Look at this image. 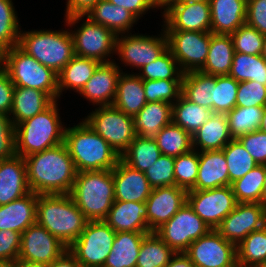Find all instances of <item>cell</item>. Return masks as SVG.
Returning a JSON list of instances; mask_svg holds the SVG:
<instances>
[{"label": "cell", "instance_id": "obj_7", "mask_svg": "<svg viewBox=\"0 0 266 267\" xmlns=\"http://www.w3.org/2000/svg\"><path fill=\"white\" fill-rule=\"evenodd\" d=\"M1 66L16 87L37 89L58 100V74L14 46L1 54Z\"/></svg>", "mask_w": 266, "mask_h": 267}, {"label": "cell", "instance_id": "obj_39", "mask_svg": "<svg viewBox=\"0 0 266 267\" xmlns=\"http://www.w3.org/2000/svg\"><path fill=\"white\" fill-rule=\"evenodd\" d=\"M161 154L178 157L193 150L192 135L171 122L154 137Z\"/></svg>", "mask_w": 266, "mask_h": 267}, {"label": "cell", "instance_id": "obj_44", "mask_svg": "<svg viewBox=\"0 0 266 267\" xmlns=\"http://www.w3.org/2000/svg\"><path fill=\"white\" fill-rule=\"evenodd\" d=\"M264 107H237L228 112L227 118L232 138L259 130Z\"/></svg>", "mask_w": 266, "mask_h": 267}, {"label": "cell", "instance_id": "obj_1", "mask_svg": "<svg viewBox=\"0 0 266 267\" xmlns=\"http://www.w3.org/2000/svg\"><path fill=\"white\" fill-rule=\"evenodd\" d=\"M30 190L38 195L70 194L77 170L65 143L24 157Z\"/></svg>", "mask_w": 266, "mask_h": 267}, {"label": "cell", "instance_id": "obj_56", "mask_svg": "<svg viewBox=\"0 0 266 267\" xmlns=\"http://www.w3.org/2000/svg\"><path fill=\"white\" fill-rule=\"evenodd\" d=\"M246 24L266 35V0H247Z\"/></svg>", "mask_w": 266, "mask_h": 267}, {"label": "cell", "instance_id": "obj_33", "mask_svg": "<svg viewBox=\"0 0 266 267\" xmlns=\"http://www.w3.org/2000/svg\"><path fill=\"white\" fill-rule=\"evenodd\" d=\"M234 53L233 40L230 35L214 34L211 32L207 59L199 71L214 76L228 75Z\"/></svg>", "mask_w": 266, "mask_h": 267}, {"label": "cell", "instance_id": "obj_29", "mask_svg": "<svg viewBox=\"0 0 266 267\" xmlns=\"http://www.w3.org/2000/svg\"><path fill=\"white\" fill-rule=\"evenodd\" d=\"M147 103L143 80L135 74L121 73L113 106L134 117Z\"/></svg>", "mask_w": 266, "mask_h": 267}, {"label": "cell", "instance_id": "obj_61", "mask_svg": "<svg viewBox=\"0 0 266 267\" xmlns=\"http://www.w3.org/2000/svg\"><path fill=\"white\" fill-rule=\"evenodd\" d=\"M166 267H196L184 252H177Z\"/></svg>", "mask_w": 266, "mask_h": 267}, {"label": "cell", "instance_id": "obj_64", "mask_svg": "<svg viewBox=\"0 0 266 267\" xmlns=\"http://www.w3.org/2000/svg\"><path fill=\"white\" fill-rule=\"evenodd\" d=\"M260 131L266 133V107H264V111L262 114V120H261V125L259 128Z\"/></svg>", "mask_w": 266, "mask_h": 267}, {"label": "cell", "instance_id": "obj_16", "mask_svg": "<svg viewBox=\"0 0 266 267\" xmlns=\"http://www.w3.org/2000/svg\"><path fill=\"white\" fill-rule=\"evenodd\" d=\"M266 225V208L261 203H237L215 228L226 240L238 245L253 231Z\"/></svg>", "mask_w": 266, "mask_h": 267}, {"label": "cell", "instance_id": "obj_24", "mask_svg": "<svg viewBox=\"0 0 266 267\" xmlns=\"http://www.w3.org/2000/svg\"><path fill=\"white\" fill-rule=\"evenodd\" d=\"M104 221L115 232L151 233L147 224L145 202L115 200Z\"/></svg>", "mask_w": 266, "mask_h": 267}, {"label": "cell", "instance_id": "obj_9", "mask_svg": "<svg viewBox=\"0 0 266 267\" xmlns=\"http://www.w3.org/2000/svg\"><path fill=\"white\" fill-rule=\"evenodd\" d=\"M116 232L104 221H87L81 235L68 247L81 267H103Z\"/></svg>", "mask_w": 266, "mask_h": 267}, {"label": "cell", "instance_id": "obj_59", "mask_svg": "<svg viewBox=\"0 0 266 267\" xmlns=\"http://www.w3.org/2000/svg\"><path fill=\"white\" fill-rule=\"evenodd\" d=\"M99 0H67L65 17L84 16Z\"/></svg>", "mask_w": 266, "mask_h": 267}, {"label": "cell", "instance_id": "obj_35", "mask_svg": "<svg viewBox=\"0 0 266 267\" xmlns=\"http://www.w3.org/2000/svg\"><path fill=\"white\" fill-rule=\"evenodd\" d=\"M216 76L201 71L183 73L182 95L190 102L209 108L213 112V90Z\"/></svg>", "mask_w": 266, "mask_h": 267}, {"label": "cell", "instance_id": "obj_53", "mask_svg": "<svg viewBox=\"0 0 266 267\" xmlns=\"http://www.w3.org/2000/svg\"><path fill=\"white\" fill-rule=\"evenodd\" d=\"M16 155L15 125L10 115L0 113V161Z\"/></svg>", "mask_w": 266, "mask_h": 267}, {"label": "cell", "instance_id": "obj_66", "mask_svg": "<svg viewBox=\"0 0 266 267\" xmlns=\"http://www.w3.org/2000/svg\"><path fill=\"white\" fill-rule=\"evenodd\" d=\"M261 55L266 61V35H265L264 40H263V48H262Z\"/></svg>", "mask_w": 266, "mask_h": 267}, {"label": "cell", "instance_id": "obj_47", "mask_svg": "<svg viewBox=\"0 0 266 267\" xmlns=\"http://www.w3.org/2000/svg\"><path fill=\"white\" fill-rule=\"evenodd\" d=\"M198 167L199 152L194 149L186 154L175 157V185L186 191L192 190L197 180Z\"/></svg>", "mask_w": 266, "mask_h": 267}, {"label": "cell", "instance_id": "obj_41", "mask_svg": "<svg viewBox=\"0 0 266 267\" xmlns=\"http://www.w3.org/2000/svg\"><path fill=\"white\" fill-rule=\"evenodd\" d=\"M236 252L238 267H259L266 258V225L245 237Z\"/></svg>", "mask_w": 266, "mask_h": 267}, {"label": "cell", "instance_id": "obj_43", "mask_svg": "<svg viewBox=\"0 0 266 267\" xmlns=\"http://www.w3.org/2000/svg\"><path fill=\"white\" fill-rule=\"evenodd\" d=\"M222 150L228 166L230 186L257 165L253 157L236 138H233Z\"/></svg>", "mask_w": 266, "mask_h": 267}, {"label": "cell", "instance_id": "obj_30", "mask_svg": "<svg viewBox=\"0 0 266 267\" xmlns=\"http://www.w3.org/2000/svg\"><path fill=\"white\" fill-rule=\"evenodd\" d=\"M53 101L46 92L15 86L10 118L16 126L45 110Z\"/></svg>", "mask_w": 266, "mask_h": 267}, {"label": "cell", "instance_id": "obj_10", "mask_svg": "<svg viewBox=\"0 0 266 267\" xmlns=\"http://www.w3.org/2000/svg\"><path fill=\"white\" fill-rule=\"evenodd\" d=\"M168 49L183 73L199 71L209 52L211 31L165 30Z\"/></svg>", "mask_w": 266, "mask_h": 267}, {"label": "cell", "instance_id": "obj_55", "mask_svg": "<svg viewBox=\"0 0 266 267\" xmlns=\"http://www.w3.org/2000/svg\"><path fill=\"white\" fill-rule=\"evenodd\" d=\"M21 233L13 230H0V262L18 260Z\"/></svg>", "mask_w": 266, "mask_h": 267}, {"label": "cell", "instance_id": "obj_22", "mask_svg": "<svg viewBox=\"0 0 266 267\" xmlns=\"http://www.w3.org/2000/svg\"><path fill=\"white\" fill-rule=\"evenodd\" d=\"M115 200L145 202L152 187L145 173L130 167L121 159L112 169Z\"/></svg>", "mask_w": 266, "mask_h": 267}, {"label": "cell", "instance_id": "obj_63", "mask_svg": "<svg viewBox=\"0 0 266 267\" xmlns=\"http://www.w3.org/2000/svg\"><path fill=\"white\" fill-rule=\"evenodd\" d=\"M261 204L266 208V165H265V178H264V187L261 197Z\"/></svg>", "mask_w": 266, "mask_h": 267}, {"label": "cell", "instance_id": "obj_51", "mask_svg": "<svg viewBox=\"0 0 266 267\" xmlns=\"http://www.w3.org/2000/svg\"><path fill=\"white\" fill-rule=\"evenodd\" d=\"M175 157L161 154L144 173L152 188L174 186Z\"/></svg>", "mask_w": 266, "mask_h": 267}, {"label": "cell", "instance_id": "obj_38", "mask_svg": "<svg viewBox=\"0 0 266 267\" xmlns=\"http://www.w3.org/2000/svg\"><path fill=\"white\" fill-rule=\"evenodd\" d=\"M228 75L238 82L255 81L266 86V61L262 55L235 52Z\"/></svg>", "mask_w": 266, "mask_h": 267}, {"label": "cell", "instance_id": "obj_25", "mask_svg": "<svg viewBox=\"0 0 266 267\" xmlns=\"http://www.w3.org/2000/svg\"><path fill=\"white\" fill-rule=\"evenodd\" d=\"M211 32L231 35L246 23L247 0H209Z\"/></svg>", "mask_w": 266, "mask_h": 267}, {"label": "cell", "instance_id": "obj_15", "mask_svg": "<svg viewBox=\"0 0 266 267\" xmlns=\"http://www.w3.org/2000/svg\"><path fill=\"white\" fill-rule=\"evenodd\" d=\"M187 203L211 229H215L237 204L231 186L187 191Z\"/></svg>", "mask_w": 266, "mask_h": 267}, {"label": "cell", "instance_id": "obj_62", "mask_svg": "<svg viewBox=\"0 0 266 267\" xmlns=\"http://www.w3.org/2000/svg\"><path fill=\"white\" fill-rule=\"evenodd\" d=\"M19 267H47L46 264L43 263H33L28 261L18 260Z\"/></svg>", "mask_w": 266, "mask_h": 267}, {"label": "cell", "instance_id": "obj_6", "mask_svg": "<svg viewBox=\"0 0 266 267\" xmlns=\"http://www.w3.org/2000/svg\"><path fill=\"white\" fill-rule=\"evenodd\" d=\"M17 46L57 74L75 56L70 30L20 31Z\"/></svg>", "mask_w": 266, "mask_h": 267}, {"label": "cell", "instance_id": "obj_69", "mask_svg": "<svg viewBox=\"0 0 266 267\" xmlns=\"http://www.w3.org/2000/svg\"><path fill=\"white\" fill-rule=\"evenodd\" d=\"M259 267H266V258H265L264 262Z\"/></svg>", "mask_w": 266, "mask_h": 267}, {"label": "cell", "instance_id": "obj_58", "mask_svg": "<svg viewBox=\"0 0 266 267\" xmlns=\"http://www.w3.org/2000/svg\"><path fill=\"white\" fill-rule=\"evenodd\" d=\"M112 4L122 6L130 11L138 20L151 8H158L157 0H108Z\"/></svg>", "mask_w": 266, "mask_h": 267}, {"label": "cell", "instance_id": "obj_8", "mask_svg": "<svg viewBox=\"0 0 266 267\" xmlns=\"http://www.w3.org/2000/svg\"><path fill=\"white\" fill-rule=\"evenodd\" d=\"M83 120L119 155L128 148L136 136L134 118L113 105L99 106Z\"/></svg>", "mask_w": 266, "mask_h": 267}, {"label": "cell", "instance_id": "obj_68", "mask_svg": "<svg viewBox=\"0 0 266 267\" xmlns=\"http://www.w3.org/2000/svg\"><path fill=\"white\" fill-rule=\"evenodd\" d=\"M169 1H171V0H157V3H158V5L160 6V9H161V7H162L164 4H166L167 2H169Z\"/></svg>", "mask_w": 266, "mask_h": 267}, {"label": "cell", "instance_id": "obj_48", "mask_svg": "<svg viewBox=\"0 0 266 267\" xmlns=\"http://www.w3.org/2000/svg\"><path fill=\"white\" fill-rule=\"evenodd\" d=\"M239 82L229 75L216 76L213 90V113L227 114L236 106Z\"/></svg>", "mask_w": 266, "mask_h": 267}, {"label": "cell", "instance_id": "obj_67", "mask_svg": "<svg viewBox=\"0 0 266 267\" xmlns=\"http://www.w3.org/2000/svg\"><path fill=\"white\" fill-rule=\"evenodd\" d=\"M209 0H171L169 2H204Z\"/></svg>", "mask_w": 266, "mask_h": 267}, {"label": "cell", "instance_id": "obj_3", "mask_svg": "<svg viewBox=\"0 0 266 267\" xmlns=\"http://www.w3.org/2000/svg\"><path fill=\"white\" fill-rule=\"evenodd\" d=\"M87 221L70 194H37L36 222L67 247L81 235Z\"/></svg>", "mask_w": 266, "mask_h": 267}, {"label": "cell", "instance_id": "obj_57", "mask_svg": "<svg viewBox=\"0 0 266 267\" xmlns=\"http://www.w3.org/2000/svg\"><path fill=\"white\" fill-rule=\"evenodd\" d=\"M14 84L11 82L8 72L0 67V113H7L10 111L13 104Z\"/></svg>", "mask_w": 266, "mask_h": 267}, {"label": "cell", "instance_id": "obj_34", "mask_svg": "<svg viewBox=\"0 0 266 267\" xmlns=\"http://www.w3.org/2000/svg\"><path fill=\"white\" fill-rule=\"evenodd\" d=\"M99 64L97 60L75 55L58 73V99L64 90L72 88L79 93Z\"/></svg>", "mask_w": 266, "mask_h": 267}, {"label": "cell", "instance_id": "obj_18", "mask_svg": "<svg viewBox=\"0 0 266 267\" xmlns=\"http://www.w3.org/2000/svg\"><path fill=\"white\" fill-rule=\"evenodd\" d=\"M161 8L164 10V30L211 31L209 1L167 2Z\"/></svg>", "mask_w": 266, "mask_h": 267}, {"label": "cell", "instance_id": "obj_60", "mask_svg": "<svg viewBox=\"0 0 266 267\" xmlns=\"http://www.w3.org/2000/svg\"><path fill=\"white\" fill-rule=\"evenodd\" d=\"M47 267H81L77 259L68 251V249Z\"/></svg>", "mask_w": 266, "mask_h": 267}, {"label": "cell", "instance_id": "obj_14", "mask_svg": "<svg viewBox=\"0 0 266 267\" xmlns=\"http://www.w3.org/2000/svg\"><path fill=\"white\" fill-rule=\"evenodd\" d=\"M184 253L196 267H238L236 245L215 229L193 241Z\"/></svg>", "mask_w": 266, "mask_h": 267}, {"label": "cell", "instance_id": "obj_17", "mask_svg": "<svg viewBox=\"0 0 266 267\" xmlns=\"http://www.w3.org/2000/svg\"><path fill=\"white\" fill-rule=\"evenodd\" d=\"M67 249L57 237L35 222L21 234L18 260L48 265Z\"/></svg>", "mask_w": 266, "mask_h": 267}, {"label": "cell", "instance_id": "obj_31", "mask_svg": "<svg viewBox=\"0 0 266 267\" xmlns=\"http://www.w3.org/2000/svg\"><path fill=\"white\" fill-rule=\"evenodd\" d=\"M133 118L136 135L154 138L163 127L172 122V104L147 102Z\"/></svg>", "mask_w": 266, "mask_h": 267}, {"label": "cell", "instance_id": "obj_20", "mask_svg": "<svg viewBox=\"0 0 266 267\" xmlns=\"http://www.w3.org/2000/svg\"><path fill=\"white\" fill-rule=\"evenodd\" d=\"M88 17L92 22L110 29L116 36L129 33L138 19L122 6L112 4L108 0H99L84 16L65 18L67 26H74L82 18Z\"/></svg>", "mask_w": 266, "mask_h": 267}, {"label": "cell", "instance_id": "obj_65", "mask_svg": "<svg viewBox=\"0 0 266 267\" xmlns=\"http://www.w3.org/2000/svg\"><path fill=\"white\" fill-rule=\"evenodd\" d=\"M0 267H19L18 260L9 262H0Z\"/></svg>", "mask_w": 266, "mask_h": 267}, {"label": "cell", "instance_id": "obj_4", "mask_svg": "<svg viewBox=\"0 0 266 267\" xmlns=\"http://www.w3.org/2000/svg\"><path fill=\"white\" fill-rule=\"evenodd\" d=\"M57 101L15 126L16 155L24 158L64 142L66 127L60 120Z\"/></svg>", "mask_w": 266, "mask_h": 267}, {"label": "cell", "instance_id": "obj_46", "mask_svg": "<svg viewBox=\"0 0 266 267\" xmlns=\"http://www.w3.org/2000/svg\"><path fill=\"white\" fill-rule=\"evenodd\" d=\"M12 0H0V53L17 46L20 29Z\"/></svg>", "mask_w": 266, "mask_h": 267}, {"label": "cell", "instance_id": "obj_49", "mask_svg": "<svg viewBox=\"0 0 266 267\" xmlns=\"http://www.w3.org/2000/svg\"><path fill=\"white\" fill-rule=\"evenodd\" d=\"M147 102L174 104L182 95V80H143Z\"/></svg>", "mask_w": 266, "mask_h": 267}, {"label": "cell", "instance_id": "obj_5", "mask_svg": "<svg viewBox=\"0 0 266 267\" xmlns=\"http://www.w3.org/2000/svg\"><path fill=\"white\" fill-rule=\"evenodd\" d=\"M70 196L88 221L104 220L115 201L112 170L77 172Z\"/></svg>", "mask_w": 266, "mask_h": 267}, {"label": "cell", "instance_id": "obj_32", "mask_svg": "<svg viewBox=\"0 0 266 267\" xmlns=\"http://www.w3.org/2000/svg\"><path fill=\"white\" fill-rule=\"evenodd\" d=\"M145 232H116L103 267H136Z\"/></svg>", "mask_w": 266, "mask_h": 267}, {"label": "cell", "instance_id": "obj_21", "mask_svg": "<svg viewBox=\"0 0 266 267\" xmlns=\"http://www.w3.org/2000/svg\"><path fill=\"white\" fill-rule=\"evenodd\" d=\"M119 68L114 61L100 63L79 94L94 105H112L116 97L118 79L123 71Z\"/></svg>", "mask_w": 266, "mask_h": 267}, {"label": "cell", "instance_id": "obj_26", "mask_svg": "<svg viewBox=\"0 0 266 267\" xmlns=\"http://www.w3.org/2000/svg\"><path fill=\"white\" fill-rule=\"evenodd\" d=\"M37 194H28L14 201L0 205V230L23 233L36 222Z\"/></svg>", "mask_w": 266, "mask_h": 267}, {"label": "cell", "instance_id": "obj_11", "mask_svg": "<svg viewBox=\"0 0 266 267\" xmlns=\"http://www.w3.org/2000/svg\"><path fill=\"white\" fill-rule=\"evenodd\" d=\"M211 230L186 202L178 212L155 233L176 253L185 252L189 245Z\"/></svg>", "mask_w": 266, "mask_h": 267}, {"label": "cell", "instance_id": "obj_42", "mask_svg": "<svg viewBox=\"0 0 266 267\" xmlns=\"http://www.w3.org/2000/svg\"><path fill=\"white\" fill-rule=\"evenodd\" d=\"M265 165H256L242 178L231 184L237 203H261Z\"/></svg>", "mask_w": 266, "mask_h": 267}, {"label": "cell", "instance_id": "obj_2", "mask_svg": "<svg viewBox=\"0 0 266 267\" xmlns=\"http://www.w3.org/2000/svg\"><path fill=\"white\" fill-rule=\"evenodd\" d=\"M64 143L77 172L112 170L120 155L83 120L65 128Z\"/></svg>", "mask_w": 266, "mask_h": 267}, {"label": "cell", "instance_id": "obj_12", "mask_svg": "<svg viewBox=\"0 0 266 267\" xmlns=\"http://www.w3.org/2000/svg\"><path fill=\"white\" fill-rule=\"evenodd\" d=\"M157 37L144 34H123L116 37L115 54L125 66L141 69L159 58L168 49L165 30ZM120 36V38H119Z\"/></svg>", "mask_w": 266, "mask_h": 267}, {"label": "cell", "instance_id": "obj_19", "mask_svg": "<svg viewBox=\"0 0 266 267\" xmlns=\"http://www.w3.org/2000/svg\"><path fill=\"white\" fill-rule=\"evenodd\" d=\"M186 202L187 191L176 185L153 188L145 201L150 232L170 220Z\"/></svg>", "mask_w": 266, "mask_h": 267}, {"label": "cell", "instance_id": "obj_27", "mask_svg": "<svg viewBox=\"0 0 266 267\" xmlns=\"http://www.w3.org/2000/svg\"><path fill=\"white\" fill-rule=\"evenodd\" d=\"M222 186H230L223 150L199 151L198 176L192 190H209Z\"/></svg>", "mask_w": 266, "mask_h": 267}, {"label": "cell", "instance_id": "obj_13", "mask_svg": "<svg viewBox=\"0 0 266 267\" xmlns=\"http://www.w3.org/2000/svg\"><path fill=\"white\" fill-rule=\"evenodd\" d=\"M70 31L73 38L74 54L91 58L100 63L112 62L115 53L116 35L108 28L92 22L88 17L76 31Z\"/></svg>", "mask_w": 266, "mask_h": 267}, {"label": "cell", "instance_id": "obj_54", "mask_svg": "<svg viewBox=\"0 0 266 267\" xmlns=\"http://www.w3.org/2000/svg\"><path fill=\"white\" fill-rule=\"evenodd\" d=\"M237 139L258 165H266V133L256 130Z\"/></svg>", "mask_w": 266, "mask_h": 267}, {"label": "cell", "instance_id": "obj_23", "mask_svg": "<svg viewBox=\"0 0 266 267\" xmlns=\"http://www.w3.org/2000/svg\"><path fill=\"white\" fill-rule=\"evenodd\" d=\"M30 191L24 158L14 155L0 161V205L21 198Z\"/></svg>", "mask_w": 266, "mask_h": 267}, {"label": "cell", "instance_id": "obj_50", "mask_svg": "<svg viewBox=\"0 0 266 267\" xmlns=\"http://www.w3.org/2000/svg\"><path fill=\"white\" fill-rule=\"evenodd\" d=\"M235 52L261 55L265 35L246 23L231 35Z\"/></svg>", "mask_w": 266, "mask_h": 267}, {"label": "cell", "instance_id": "obj_28", "mask_svg": "<svg viewBox=\"0 0 266 267\" xmlns=\"http://www.w3.org/2000/svg\"><path fill=\"white\" fill-rule=\"evenodd\" d=\"M196 151L222 150L233 138L226 114L213 113L192 136Z\"/></svg>", "mask_w": 266, "mask_h": 267}, {"label": "cell", "instance_id": "obj_37", "mask_svg": "<svg viewBox=\"0 0 266 267\" xmlns=\"http://www.w3.org/2000/svg\"><path fill=\"white\" fill-rule=\"evenodd\" d=\"M212 114L209 108L192 103L183 95L172 104V122L192 136Z\"/></svg>", "mask_w": 266, "mask_h": 267}, {"label": "cell", "instance_id": "obj_52", "mask_svg": "<svg viewBox=\"0 0 266 267\" xmlns=\"http://www.w3.org/2000/svg\"><path fill=\"white\" fill-rule=\"evenodd\" d=\"M237 107H266V86L255 81L239 82Z\"/></svg>", "mask_w": 266, "mask_h": 267}, {"label": "cell", "instance_id": "obj_36", "mask_svg": "<svg viewBox=\"0 0 266 267\" xmlns=\"http://www.w3.org/2000/svg\"><path fill=\"white\" fill-rule=\"evenodd\" d=\"M161 156V151L154 138L135 136L120 159L130 167L145 172Z\"/></svg>", "mask_w": 266, "mask_h": 267}, {"label": "cell", "instance_id": "obj_40", "mask_svg": "<svg viewBox=\"0 0 266 267\" xmlns=\"http://www.w3.org/2000/svg\"><path fill=\"white\" fill-rule=\"evenodd\" d=\"M175 254L155 232H151L143 238L136 267H166Z\"/></svg>", "mask_w": 266, "mask_h": 267}, {"label": "cell", "instance_id": "obj_45", "mask_svg": "<svg viewBox=\"0 0 266 267\" xmlns=\"http://www.w3.org/2000/svg\"><path fill=\"white\" fill-rule=\"evenodd\" d=\"M142 71V72H141ZM137 75L142 80H182L183 72L178 62L167 49L159 58L144 65Z\"/></svg>", "mask_w": 266, "mask_h": 267}]
</instances>
